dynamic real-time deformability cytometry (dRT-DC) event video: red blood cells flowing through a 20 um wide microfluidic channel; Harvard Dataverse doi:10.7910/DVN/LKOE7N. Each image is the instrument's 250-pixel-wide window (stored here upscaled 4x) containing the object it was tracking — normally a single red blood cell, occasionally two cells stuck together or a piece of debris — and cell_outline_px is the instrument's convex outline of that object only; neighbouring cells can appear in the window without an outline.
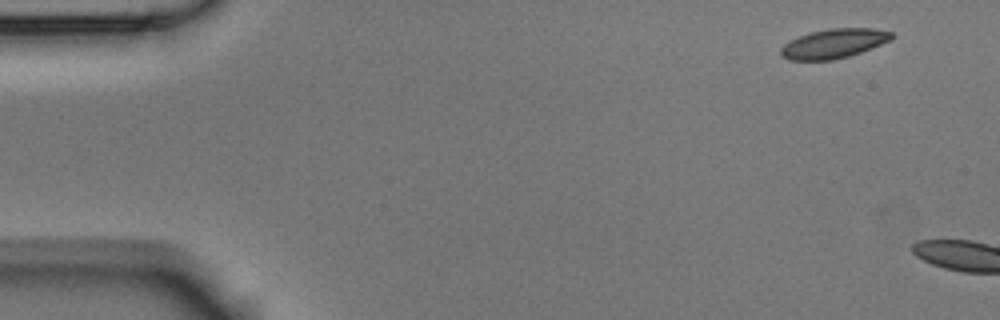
{"species": "Egyptian fruit bat (a non-hibernating species)", "species_latin": "Rousettus aegyptiacus", "temperature_condition": "room temperature", "stored_images_in_passage": 4, "camera_frame_rate_fps": 3000, "um_per_image_px": 0.085, "animal": {"sex": "male"}, "frame": {"image": 1, "passage_image": 1, "time_ms": 0.0, "image_size_px": [1000, 320], "cell_outline_px": [[892, 40], [860, 52], [848, 56], [832, 60], [788, 60], [780, 56], [780, 48], [784, 44], [800, 36], [812, 32], [828, 28], [872, 28], [892, 32]], "centroid_in_image_um": [70.85, 3.7], "position_along_channel_um": 14.1, "area_um2": 18.84}}